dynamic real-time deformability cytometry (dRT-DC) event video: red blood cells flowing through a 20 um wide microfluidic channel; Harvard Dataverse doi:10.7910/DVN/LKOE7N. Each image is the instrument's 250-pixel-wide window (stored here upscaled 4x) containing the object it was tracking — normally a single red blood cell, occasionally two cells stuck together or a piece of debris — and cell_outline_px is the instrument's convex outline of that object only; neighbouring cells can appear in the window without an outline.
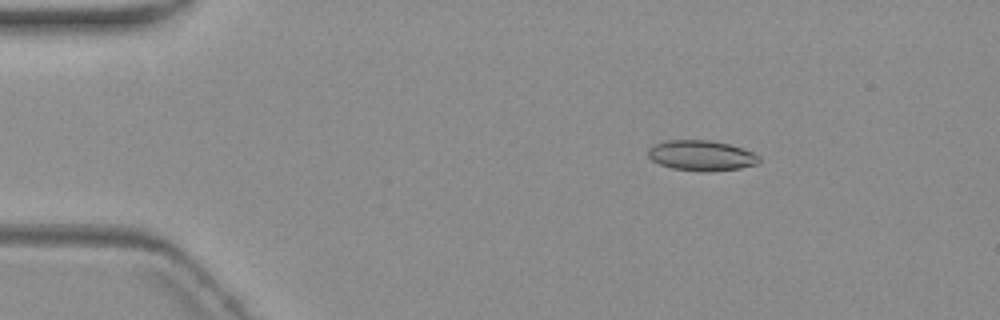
{"species": "common noctule bat (a hibernating species)", "species_latin": "Nyctalus noctula", "temperature_condition": "warm", "stored_images_in_passage": 5, "camera_frame_rate_fps": 3000, "um_per_image_px": 0.085, "animal": {"sex": "female", "body_mass_g": 19.3, "forearm_length_mm": 54.1}, "frame": {"image": 1, "passage_image": 3, "time_ms": 3.0, "image_size_px": [1000, 320], "cell_outline_px": [[760, 160], [756, 164], [740, 168], [712, 172], [704, 172], [672, 168], [660, 164], [652, 160], [648, 156], [648, 148], [652, 144], [664, 140], [708, 140], [728, 144], [752, 152], [760, 156]], "centroid_in_image_um": [59.58, 13.22], "position_along_channel_um": 25.4, "area_um2": 19.71}}